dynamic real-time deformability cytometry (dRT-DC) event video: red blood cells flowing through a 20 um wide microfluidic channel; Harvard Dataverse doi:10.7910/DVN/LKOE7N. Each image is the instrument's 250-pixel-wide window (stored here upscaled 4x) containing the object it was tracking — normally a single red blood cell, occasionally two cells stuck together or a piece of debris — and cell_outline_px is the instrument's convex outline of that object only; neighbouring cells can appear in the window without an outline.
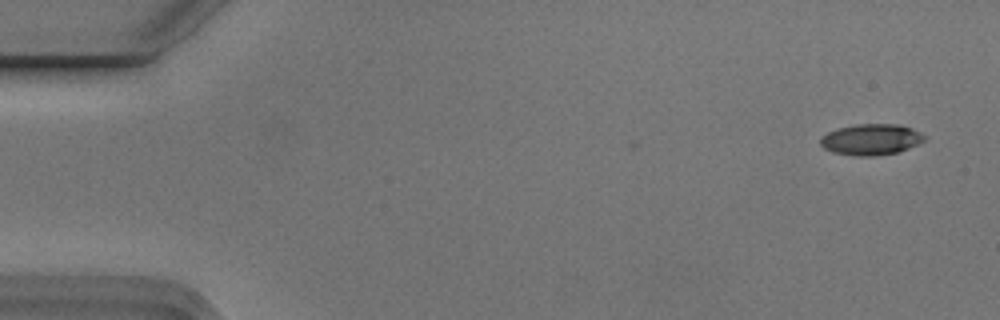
{"species": "Egyptian fruit bat (a non-hibernating species)", "species_latin": "Rousettus aegyptiacus", "temperature_condition": "cold", "stored_images_in_passage": 2, "camera_frame_rate_fps": 3000, "um_per_image_px": 0.085, "animal": {"sex": "male"}, "frame": {"image": 1, "passage_image": 2, "time_ms": 0.333, "image_size_px": [1000, 320], "cell_outline_px": [[928, 136], [924, 140], [908, 148], [896, 152], [872, 156], [856, 156], [832, 152], [824, 148], [820, 144], [820, 140], [828, 132], [840, 128], [856, 124], [900, 124], [912, 128]], "centroid_in_image_um": [74.06, 11.85], "position_along_channel_um": 10.9, "area_um2": 18.67}}